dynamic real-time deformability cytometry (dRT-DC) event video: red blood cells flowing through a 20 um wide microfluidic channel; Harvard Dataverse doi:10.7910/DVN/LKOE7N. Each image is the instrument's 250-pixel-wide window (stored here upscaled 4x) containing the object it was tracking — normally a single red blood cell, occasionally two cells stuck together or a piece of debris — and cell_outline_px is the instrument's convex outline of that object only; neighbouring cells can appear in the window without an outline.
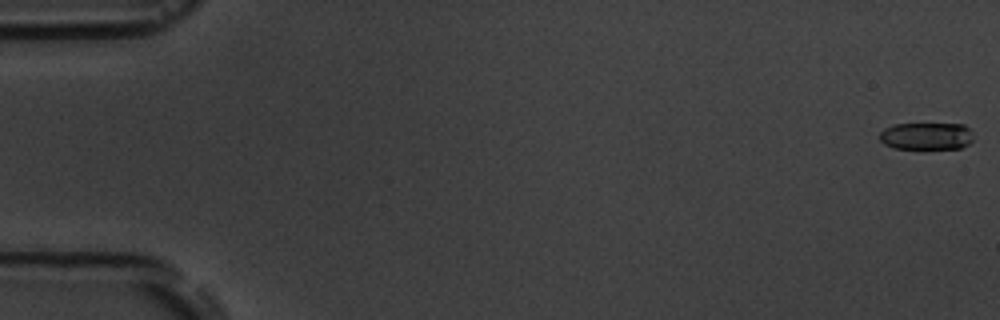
{"species": "common noctule bat (a hibernating species)", "species_latin": "Nyctalus noctula", "temperature_condition": "room temperature", "stored_images_in_passage": 4, "camera_frame_rate_fps": 3000, "um_per_image_px": 0.085, "animal": {"sex": "male", "body_mass_g": 19.5, "forearm_length_mm": 54.6}, "frame": {"image": 1, "passage_image": 1, "time_ms": 0.0, "image_size_px": [1000, 320], "cell_outline_px": [[972, 140], [968, 144], [960, 148], [892, 148], [884, 144], [880, 140], [880, 132], [884, 128], [896, 124], [964, 124], [968, 128]], "centroid_in_image_um": [78.7, 11.56], "position_along_channel_um": 6.3, "area_um2": 14.68}}